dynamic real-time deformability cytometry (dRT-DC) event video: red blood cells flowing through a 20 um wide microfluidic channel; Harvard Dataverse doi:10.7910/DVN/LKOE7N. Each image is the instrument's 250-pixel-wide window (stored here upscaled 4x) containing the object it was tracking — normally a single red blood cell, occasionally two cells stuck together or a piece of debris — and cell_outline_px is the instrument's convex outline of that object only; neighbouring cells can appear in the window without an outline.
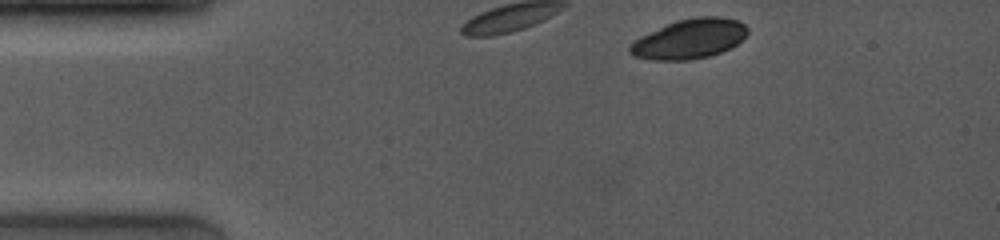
{"species": "common noctule bat (a hibernating species)", "species_latin": "Nyctalus noctula", "temperature_condition": "room temperature", "stored_images_in_passage": 2, "camera_frame_rate_fps": 4000, "um_per_image_px": 0.085, "animal": {"sex": "female", "body_mass_g": 19.0, "forearm_length_mm": 53.3}, "frame": {"image": 1, "passage_image": 2, "time_ms": 0.5, "image_size_px": [1000, 240], "cell_outline_px": [[748, 32], [736, 44], [720, 52], [708, 56], [688, 60], [648, 60], [632, 56], [628, 52], [628, 48], [640, 36], [676, 20], [696, 16], [720, 16], [736, 20], [744, 24], [748, 28]], "centroid_in_image_um": [58.57, 3.3], "position_along_channel_um": 26.4, "area_um2": 27.11}}